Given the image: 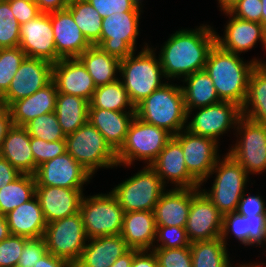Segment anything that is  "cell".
Segmentation results:
<instances>
[{
    "mask_svg": "<svg viewBox=\"0 0 266 267\" xmlns=\"http://www.w3.org/2000/svg\"><path fill=\"white\" fill-rule=\"evenodd\" d=\"M9 4L19 25L34 19L42 13L36 3L27 2L25 0H15L9 2Z\"/></svg>",
    "mask_w": 266,
    "mask_h": 267,
    "instance_id": "52",
    "label": "cell"
},
{
    "mask_svg": "<svg viewBox=\"0 0 266 267\" xmlns=\"http://www.w3.org/2000/svg\"><path fill=\"white\" fill-rule=\"evenodd\" d=\"M102 18L113 13L142 12L131 0H87Z\"/></svg>",
    "mask_w": 266,
    "mask_h": 267,
    "instance_id": "47",
    "label": "cell"
},
{
    "mask_svg": "<svg viewBox=\"0 0 266 267\" xmlns=\"http://www.w3.org/2000/svg\"><path fill=\"white\" fill-rule=\"evenodd\" d=\"M50 19L60 59L78 58L91 46L67 8L50 12Z\"/></svg>",
    "mask_w": 266,
    "mask_h": 267,
    "instance_id": "21",
    "label": "cell"
},
{
    "mask_svg": "<svg viewBox=\"0 0 266 267\" xmlns=\"http://www.w3.org/2000/svg\"><path fill=\"white\" fill-rule=\"evenodd\" d=\"M19 43L20 25L9 2L0 0V48L18 47Z\"/></svg>",
    "mask_w": 266,
    "mask_h": 267,
    "instance_id": "41",
    "label": "cell"
},
{
    "mask_svg": "<svg viewBox=\"0 0 266 267\" xmlns=\"http://www.w3.org/2000/svg\"><path fill=\"white\" fill-rule=\"evenodd\" d=\"M141 12L113 13L102 18L100 39L94 44L109 55L124 59L135 52Z\"/></svg>",
    "mask_w": 266,
    "mask_h": 267,
    "instance_id": "12",
    "label": "cell"
},
{
    "mask_svg": "<svg viewBox=\"0 0 266 267\" xmlns=\"http://www.w3.org/2000/svg\"><path fill=\"white\" fill-rule=\"evenodd\" d=\"M4 104H3V101H2V97L0 96V112L4 109Z\"/></svg>",
    "mask_w": 266,
    "mask_h": 267,
    "instance_id": "65",
    "label": "cell"
},
{
    "mask_svg": "<svg viewBox=\"0 0 266 267\" xmlns=\"http://www.w3.org/2000/svg\"><path fill=\"white\" fill-rule=\"evenodd\" d=\"M223 215L200 190L191 200L185 225L189 241H211L221 237Z\"/></svg>",
    "mask_w": 266,
    "mask_h": 267,
    "instance_id": "18",
    "label": "cell"
},
{
    "mask_svg": "<svg viewBox=\"0 0 266 267\" xmlns=\"http://www.w3.org/2000/svg\"><path fill=\"white\" fill-rule=\"evenodd\" d=\"M65 142L66 151L92 175L99 168L118 167L116 152L89 121L66 135Z\"/></svg>",
    "mask_w": 266,
    "mask_h": 267,
    "instance_id": "7",
    "label": "cell"
},
{
    "mask_svg": "<svg viewBox=\"0 0 266 267\" xmlns=\"http://www.w3.org/2000/svg\"><path fill=\"white\" fill-rule=\"evenodd\" d=\"M172 137L167 130L148 124L135 116L129 125L123 145L116 152L118 166H130L135 160H143L150 166Z\"/></svg>",
    "mask_w": 266,
    "mask_h": 267,
    "instance_id": "5",
    "label": "cell"
},
{
    "mask_svg": "<svg viewBox=\"0 0 266 267\" xmlns=\"http://www.w3.org/2000/svg\"><path fill=\"white\" fill-rule=\"evenodd\" d=\"M87 242L73 267H110L130 249L121 235L89 238Z\"/></svg>",
    "mask_w": 266,
    "mask_h": 267,
    "instance_id": "25",
    "label": "cell"
},
{
    "mask_svg": "<svg viewBox=\"0 0 266 267\" xmlns=\"http://www.w3.org/2000/svg\"><path fill=\"white\" fill-rule=\"evenodd\" d=\"M44 238L28 239L24 243L22 254L19 258L18 267H34L38 260L47 253Z\"/></svg>",
    "mask_w": 266,
    "mask_h": 267,
    "instance_id": "48",
    "label": "cell"
},
{
    "mask_svg": "<svg viewBox=\"0 0 266 267\" xmlns=\"http://www.w3.org/2000/svg\"><path fill=\"white\" fill-rule=\"evenodd\" d=\"M137 7L142 8V0H131Z\"/></svg>",
    "mask_w": 266,
    "mask_h": 267,
    "instance_id": "63",
    "label": "cell"
},
{
    "mask_svg": "<svg viewBox=\"0 0 266 267\" xmlns=\"http://www.w3.org/2000/svg\"><path fill=\"white\" fill-rule=\"evenodd\" d=\"M28 238L10 235L0 242V267H15Z\"/></svg>",
    "mask_w": 266,
    "mask_h": 267,
    "instance_id": "45",
    "label": "cell"
},
{
    "mask_svg": "<svg viewBox=\"0 0 266 267\" xmlns=\"http://www.w3.org/2000/svg\"><path fill=\"white\" fill-rule=\"evenodd\" d=\"M129 107V108H128ZM89 108H102L112 111L135 112V106L130 101L128 93L120 79L96 87ZM130 110H126V109Z\"/></svg>",
    "mask_w": 266,
    "mask_h": 267,
    "instance_id": "37",
    "label": "cell"
},
{
    "mask_svg": "<svg viewBox=\"0 0 266 267\" xmlns=\"http://www.w3.org/2000/svg\"><path fill=\"white\" fill-rule=\"evenodd\" d=\"M70 0H36L42 13H50L67 8Z\"/></svg>",
    "mask_w": 266,
    "mask_h": 267,
    "instance_id": "55",
    "label": "cell"
},
{
    "mask_svg": "<svg viewBox=\"0 0 266 267\" xmlns=\"http://www.w3.org/2000/svg\"><path fill=\"white\" fill-rule=\"evenodd\" d=\"M236 144L228 151L249 174L266 170V124L241 116L235 130ZM240 135V137L238 136ZM241 138V139H240Z\"/></svg>",
    "mask_w": 266,
    "mask_h": 267,
    "instance_id": "11",
    "label": "cell"
},
{
    "mask_svg": "<svg viewBox=\"0 0 266 267\" xmlns=\"http://www.w3.org/2000/svg\"><path fill=\"white\" fill-rule=\"evenodd\" d=\"M221 160V161H220ZM216 173L211 189L200 190L217 207L222 215L236 212L238 203L245 192L249 175L228 153L218 159L210 176Z\"/></svg>",
    "mask_w": 266,
    "mask_h": 267,
    "instance_id": "6",
    "label": "cell"
},
{
    "mask_svg": "<svg viewBox=\"0 0 266 267\" xmlns=\"http://www.w3.org/2000/svg\"><path fill=\"white\" fill-rule=\"evenodd\" d=\"M30 146L35 160V172L38 166L67 152L65 140L47 142L40 138L30 137Z\"/></svg>",
    "mask_w": 266,
    "mask_h": 267,
    "instance_id": "42",
    "label": "cell"
},
{
    "mask_svg": "<svg viewBox=\"0 0 266 267\" xmlns=\"http://www.w3.org/2000/svg\"><path fill=\"white\" fill-rule=\"evenodd\" d=\"M200 188H173L165 191L154 207L156 226L185 227L192 198Z\"/></svg>",
    "mask_w": 266,
    "mask_h": 267,
    "instance_id": "24",
    "label": "cell"
},
{
    "mask_svg": "<svg viewBox=\"0 0 266 267\" xmlns=\"http://www.w3.org/2000/svg\"><path fill=\"white\" fill-rule=\"evenodd\" d=\"M21 173L12 164L0 156V189L18 178Z\"/></svg>",
    "mask_w": 266,
    "mask_h": 267,
    "instance_id": "53",
    "label": "cell"
},
{
    "mask_svg": "<svg viewBox=\"0 0 266 267\" xmlns=\"http://www.w3.org/2000/svg\"><path fill=\"white\" fill-rule=\"evenodd\" d=\"M83 195V189L36 186V197L47 224L78 213Z\"/></svg>",
    "mask_w": 266,
    "mask_h": 267,
    "instance_id": "23",
    "label": "cell"
},
{
    "mask_svg": "<svg viewBox=\"0 0 266 267\" xmlns=\"http://www.w3.org/2000/svg\"><path fill=\"white\" fill-rule=\"evenodd\" d=\"M53 79V64L43 59L26 57L20 64L7 92L2 96L5 108L14 101L29 97Z\"/></svg>",
    "mask_w": 266,
    "mask_h": 267,
    "instance_id": "16",
    "label": "cell"
},
{
    "mask_svg": "<svg viewBox=\"0 0 266 267\" xmlns=\"http://www.w3.org/2000/svg\"><path fill=\"white\" fill-rule=\"evenodd\" d=\"M67 9L87 41L94 45L101 36L102 17L87 0H70Z\"/></svg>",
    "mask_w": 266,
    "mask_h": 267,
    "instance_id": "38",
    "label": "cell"
},
{
    "mask_svg": "<svg viewBox=\"0 0 266 267\" xmlns=\"http://www.w3.org/2000/svg\"><path fill=\"white\" fill-rule=\"evenodd\" d=\"M165 186L167 185L163 183L156 172L146 165L110 192L115 196L124 212L154 211L155 205L166 191Z\"/></svg>",
    "mask_w": 266,
    "mask_h": 267,
    "instance_id": "9",
    "label": "cell"
},
{
    "mask_svg": "<svg viewBox=\"0 0 266 267\" xmlns=\"http://www.w3.org/2000/svg\"><path fill=\"white\" fill-rule=\"evenodd\" d=\"M59 93L83 97L91 101L96 86L78 58L60 59L53 64V79Z\"/></svg>",
    "mask_w": 266,
    "mask_h": 267,
    "instance_id": "22",
    "label": "cell"
},
{
    "mask_svg": "<svg viewBox=\"0 0 266 267\" xmlns=\"http://www.w3.org/2000/svg\"><path fill=\"white\" fill-rule=\"evenodd\" d=\"M181 86L184 104L187 111V120L192 114V109L206 107L220 102L214 83L205 70L197 71L185 78Z\"/></svg>",
    "mask_w": 266,
    "mask_h": 267,
    "instance_id": "31",
    "label": "cell"
},
{
    "mask_svg": "<svg viewBox=\"0 0 266 267\" xmlns=\"http://www.w3.org/2000/svg\"><path fill=\"white\" fill-rule=\"evenodd\" d=\"M230 232H232V235H234L235 238L241 242V244L247 246L245 216H242L237 212L223 215L222 232L220 238L225 243V245H227L226 239H228Z\"/></svg>",
    "mask_w": 266,
    "mask_h": 267,
    "instance_id": "46",
    "label": "cell"
},
{
    "mask_svg": "<svg viewBox=\"0 0 266 267\" xmlns=\"http://www.w3.org/2000/svg\"><path fill=\"white\" fill-rule=\"evenodd\" d=\"M13 126L12 117L8 108L0 112V149L9 129Z\"/></svg>",
    "mask_w": 266,
    "mask_h": 267,
    "instance_id": "57",
    "label": "cell"
},
{
    "mask_svg": "<svg viewBox=\"0 0 266 267\" xmlns=\"http://www.w3.org/2000/svg\"><path fill=\"white\" fill-rule=\"evenodd\" d=\"M11 235L41 238L47 223L36 195L5 215Z\"/></svg>",
    "mask_w": 266,
    "mask_h": 267,
    "instance_id": "29",
    "label": "cell"
},
{
    "mask_svg": "<svg viewBox=\"0 0 266 267\" xmlns=\"http://www.w3.org/2000/svg\"><path fill=\"white\" fill-rule=\"evenodd\" d=\"M134 117L135 112L88 108V121L103 135L115 152L123 145Z\"/></svg>",
    "mask_w": 266,
    "mask_h": 267,
    "instance_id": "27",
    "label": "cell"
},
{
    "mask_svg": "<svg viewBox=\"0 0 266 267\" xmlns=\"http://www.w3.org/2000/svg\"><path fill=\"white\" fill-rule=\"evenodd\" d=\"M78 59L86 67L96 87L112 83L119 78L120 59L104 52L100 47L91 45Z\"/></svg>",
    "mask_w": 266,
    "mask_h": 267,
    "instance_id": "32",
    "label": "cell"
},
{
    "mask_svg": "<svg viewBox=\"0 0 266 267\" xmlns=\"http://www.w3.org/2000/svg\"><path fill=\"white\" fill-rule=\"evenodd\" d=\"M89 101L83 97L57 93L55 113L65 135L77 131L88 121Z\"/></svg>",
    "mask_w": 266,
    "mask_h": 267,
    "instance_id": "33",
    "label": "cell"
},
{
    "mask_svg": "<svg viewBox=\"0 0 266 267\" xmlns=\"http://www.w3.org/2000/svg\"><path fill=\"white\" fill-rule=\"evenodd\" d=\"M213 27L200 25L196 29H181L173 33L162 46L159 61L166 79L185 78L205 69L207 57L216 43Z\"/></svg>",
    "mask_w": 266,
    "mask_h": 267,
    "instance_id": "1",
    "label": "cell"
},
{
    "mask_svg": "<svg viewBox=\"0 0 266 267\" xmlns=\"http://www.w3.org/2000/svg\"><path fill=\"white\" fill-rule=\"evenodd\" d=\"M25 52L18 46L14 48H0V96L8 90L22 61Z\"/></svg>",
    "mask_w": 266,
    "mask_h": 267,
    "instance_id": "40",
    "label": "cell"
},
{
    "mask_svg": "<svg viewBox=\"0 0 266 267\" xmlns=\"http://www.w3.org/2000/svg\"><path fill=\"white\" fill-rule=\"evenodd\" d=\"M257 64H262V61L254 58L244 62L239 54L226 51L215 43L204 70L214 83L220 101L233 102L242 107L250 75Z\"/></svg>",
    "mask_w": 266,
    "mask_h": 267,
    "instance_id": "2",
    "label": "cell"
},
{
    "mask_svg": "<svg viewBox=\"0 0 266 267\" xmlns=\"http://www.w3.org/2000/svg\"><path fill=\"white\" fill-rule=\"evenodd\" d=\"M261 264L263 265V263H259V264L256 263V264H253V265H252V263L251 264L248 263V264H243V265L241 264V265H239L237 267H262Z\"/></svg>",
    "mask_w": 266,
    "mask_h": 267,
    "instance_id": "62",
    "label": "cell"
},
{
    "mask_svg": "<svg viewBox=\"0 0 266 267\" xmlns=\"http://www.w3.org/2000/svg\"><path fill=\"white\" fill-rule=\"evenodd\" d=\"M43 238L47 251L71 266L79 260L88 241L79 212L48 223Z\"/></svg>",
    "mask_w": 266,
    "mask_h": 267,
    "instance_id": "10",
    "label": "cell"
},
{
    "mask_svg": "<svg viewBox=\"0 0 266 267\" xmlns=\"http://www.w3.org/2000/svg\"><path fill=\"white\" fill-rule=\"evenodd\" d=\"M261 2H262L261 24L266 28V0H261Z\"/></svg>",
    "mask_w": 266,
    "mask_h": 267,
    "instance_id": "61",
    "label": "cell"
},
{
    "mask_svg": "<svg viewBox=\"0 0 266 267\" xmlns=\"http://www.w3.org/2000/svg\"><path fill=\"white\" fill-rule=\"evenodd\" d=\"M10 229L6 217L0 214V242L10 236Z\"/></svg>",
    "mask_w": 266,
    "mask_h": 267,
    "instance_id": "59",
    "label": "cell"
},
{
    "mask_svg": "<svg viewBox=\"0 0 266 267\" xmlns=\"http://www.w3.org/2000/svg\"><path fill=\"white\" fill-rule=\"evenodd\" d=\"M155 51L145 43L136 56L133 52L120 61L119 79L135 107L167 82L161 81L165 76Z\"/></svg>",
    "mask_w": 266,
    "mask_h": 267,
    "instance_id": "4",
    "label": "cell"
},
{
    "mask_svg": "<svg viewBox=\"0 0 266 267\" xmlns=\"http://www.w3.org/2000/svg\"><path fill=\"white\" fill-rule=\"evenodd\" d=\"M219 3V7L221 8V12L229 11L239 0H217Z\"/></svg>",
    "mask_w": 266,
    "mask_h": 267,
    "instance_id": "60",
    "label": "cell"
},
{
    "mask_svg": "<svg viewBox=\"0 0 266 267\" xmlns=\"http://www.w3.org/2000/svg\"><path fill=\"white\" fill-rule=\"evenodd\" d=\"M153 211L124 212L121 237L130 249L152 250L156 239Z\"/></svg>",
    "mask_w": 266,
    "mask_h": 267,
    "instance_id": "28",
    "label": "cell"
},
{
    "mask_svg": "<svg viewBox=\"0 0 266 267\" xmlns=\"http://www.w3.org/2000/svg\"><path fill=\"white\" fill-rule=\"evenodd\" d=\"M245 226L247 246L263 245L266 239V214L245 216Z\"/></svg>",
    "mask_w": 266,
    "mask_h": 267,
    "instance_id": "49",
    "label": "cell"
},
{
    "mask_svg": "<svg viewBox=\"0 0 266 267\" xmlns=\"http://www.w3.org/2000/svg\"><path fill=\"white\" fill-rule=\"evenodd\" d=\"M131 267H158L157 258L152 250H139L133 257Z\"/></svg>",
    "mask_w": 266,
    "mask_h": 267,
    "instance_id": "54",
    "label": "cell"
},
{
    "mask_svg": "<svg viewBox=\"0 0 266 267\" xmlns=\"http://www.w3.org/2000/svg\"><path fill=\"white\" fill-rule=\"evenodd\" d=\"M181 145L189 174L200 184L210 177L218 159V143L214 139L195 135L183 129L173 136Z\"/></svg>",
    "mask_w": 266,
    "mask_h": 267,
    "instance_id": "13",
    "label": "cell"
},
{
    "mask_svg": "<svg viewBox=\"0 0 266 267\" xmlns=\"http://www.w3.org/2000/svg\"><path fill=\"white\" fill-rule=\"evenodd\" d=\"M79 213L88 239L121 234L124 210L111 192L83 195Z\"/></svg>",
    "mask_w": 266,
    "mask_h": 267,
    "instance_id": "8",
    "label": "cell"
},
{
    "mask_svg": "<svg viewBox=\"0 0 266 267\" xmlns=\"http://www.w3.org/2000/svg\"><path fill=\"white\" fill-rule=\"evenodd\" d=\"M192 267H232L227 247L221 238L190 244Z\"/></svg>",
    "mask_w": 266,
    "mask_h": 267,
    "instance_id": "36",
    "label": "cell"
},
{
    "mask_svg": "<svg viewBox=\"0 0 266 267\" xmlns=\"http://www.w3.org/2000/svg\"><path fill=\"white\" fill-rule=\"evenodd\" d=\"M247 192L242 195L236 212L242 216H254L258 214H266L265 201L260 195L251 196ZM246 195V196H245Z\"/></svg>",
    "mask_w": 266,
    "mask_h": 267,
    "instance_id": "51",
    "label": "cell"
},
{
    "mask_svg": "<svg viewBox=\"0 0 266 267\" xmlns=\"http://www.w3.org/2000/svg\"><path fill=\"white\" fill-rule=\"evenodd\" d=\"M135 116L173 136L185 129L187 111L181 85L166 82L135 107Z\"/></svg>",
    "mask_w": 266,
    "mask_h": 267,
    "instance_id": "3",
    "label": "cell"
},
{
    "mask_svg": "<svg viewBox=\"0 0 266 267\" xmlns=\"http://www.w3.org/2000/svg\"><path fill=\"white\" fill-rule=\"evenodd\" d=\"M241 111L252 121L266 124V68L262 64H257L250 75Z\"/></svg>",
    "mask_w": 266,
    "mask_h": 267,
    "instance_id": "34",
    "label": "cell"
},
{
    "mask_svg": "<svg viewBox=\"0 0 266 267\" xmlns=\"http://www.w3.org/2000/svg\"><path fill=\"white\" fill-rule=\"evenodd\" d=\"M36 195L34 175L21 174L11 183L0 189V214L6 215Z\"/></svg>",
    "mask_w": 266,
    "mask_h": 267,
    "instance_id": "35",
    "label": "cell"
},
{
    "mask_svg": "<svg viewBox=\"0 0 266 267\" xmlns=\"http://www.w3.org/2000/svg\"><path fill=\"white\" fill-rule=\"evenodd\" d=\"M191 121L187 122L186 130L195 135L208 137L218 142L219 137L237 127L242 116L241 107L233 102L220 101L206 107L197 108Z\"/></svg>",
    "mask_w": 266,
    "mask_h": 267,
    "instance_id": "14",
    "label": "cell"
},
{
    "mask_svg": "<svg viewBox=\"0 0 266 267\" xmlns=\"http://www.w3.org/2000/svg\"><path fill=\"white\" fill-rule=\"evenodd\" d=\"M92 176L68 152L38 166L34 174L36 186H57L69 189H83V185L89 182Z\"/></svg>",
    "mask_w": 266,
    "mask_h": 267,
    "instance_id": "15",
    "label": "cell"
},
{
    "mask_svg": "<svg viewBox=\"0 0 266 267\" xmlns=\"http://www.w3.org/2000/svg\"><path fill=\"white\" fill-rule=\"evenodd\" d=\"M150 167L163 183L169 181L174 188H200L201 185L189 174L180 143L172 137ZM167 180V182H166Z\"/></svg>",
    "mask_w": 266,
    "mask_h": 267,
    "instance_id": "20",
    "label": "cell"
},
{
    "mask_svg": "<svg viewBox=\"0 0 266 267\" xmlns=\"http://www.w3.org/2000/svg\"><path fill=\"white\" fill-rule=\"evenodd\" d=\"M224 13L230 20L225 26L224 37L215 32L216 44L226 51L239 55L251 50L258 40L266 49V28L261 23L239 19L229 11Z\"/></svg>",
    "mask_w": 266,
    "mask_h": 267,
    "instance_id": "19",
    "label": "cell"
},
{
    "mask_svg": "<svg viewBox=\"0 0 266 267\" xmlns=\"http://www.w3.org/2000/svg\"><path fill=\"white\" fill-rule=\"evenodd\" d=\"M229 12L242 20L261 23V0H239Z\"/></svg>",
    "mask_w": 266,
    "mask_h": 267,
    "instance_id": "50",
    "label": "cell"
},
{
    "mask_svg": "<svg viewBox=\"0 0 266 267\" xmlns=\"http://www.w3.org/2000/svg\"><path fill=\"white\" fill-rule=\"evenodd\" d=\"M30 135L23 126L13 125L2 142L0 156L8 160L21 174H35V160Z\"/></svg>",
    "mask_w": 266,
    "mask_h": 267,
    "instance_id": "30",
    "label": "cell"
},
{
    "mask_svg": "<svg viewBox=\"0 0 266 267\" xmlns=\"http://www.w3.org/2000/svg\"><path fill=\"white\" fill-rule=\"evenodd\" d=\"M24 127L31 137L40 138L47 142L65 140L66 138L55 112L38 116Z\"/></svg>",
    "mask_w": 266,
    "mask_h": 267,
    "instance_id": "39",
    "label": "cell"
},
{
    "mask_svg": "<svg viewBox=\"0 0 266 267\" xmlns=\"http://www.w3.org/2000/svg\"><path fill=\"white\" fill-rule=\"evenodd\" d=\"M1 1H5V2H12V1H15V0H1ZM27 2H32V3H36V0H25Z\"/></svg>",
    "mask_w": 266,
    "mask_h": 267,
    "instance_id": "64",
    "label": "cell"
},
{
    "mask_svg": "<svg viewBox=\"0 0 266 267\" xmlns=\"http://www.w3.org/2000/svg\"><path fill=\"white\" fill-rule=\"evenodd\" d=\"M155 243L153 248L165 249L182 248L191 244L185 227L177 226H157Z\"/></svg>",
    "mask_w": 266,
    "mask_h": 267,
    "instance_id": "43",
    "label": "cell"
},
{
    "mask_svg": "<svg viewBox=\"0 0 266 267\" xmlns=\"http://www.w3.org/2000/svg\"><path fill=\"white\" fill-rule=\"evenodd\" d=\"M19 47L26 57L43 59L52 64L60 60L56 52L50 13H41L20 25Z\"/></svg>",
    "mask_w": 266,
    "mask_h": 267,
    "instance_id": "17",
    "label": "cell"
},
{
    "mask_svg": "<svg viewBox=\"0 0 266 267\" xmlns=\"http://www.w3.org/2000/svg\"><path fill=\"white\" fill-rule=\"evenodd\" d=\"M34 267H73L66 260L56 257L50 252L42 256Z\"/></svg>",
    "mask_w": 266,
    "mask_h": 267,
    "instance_id": "56",
    "label": "cell"
},
{
    "mask_svg": "<svg viewBox=\"0 0 266 267\" xmlns=\"http://www.w3.org/2000/svg\"><path fill=\"white\" fill-rule=\"evenodd\" d=\"M57 87L52 80L29 97L14 101L9 107L13 125L25 126L34 118L55 112Z\"/></svg>",
    "mask_w": 266,
    "mask_h": 267,
    "instance_id": "26",
    "label": "cell"
},
{
    "mask_svg": "<svg viewBox=\"0 0 266 267\" xmlns=\"http://www.w3.org/2000/svg\"><path fill=\"white\" fill-rule=\"evenodd\" d=\"M158 267H192L190 246L182 248H153Z\"/></svg>",
    "mask_w": 266,
    "mask_h": 267,
    "instance_id": "44",
    "label": "cell"
},
{
    "mask_svg": "<svg viewBox=\"0 0 266 267\" xmlns=\"http://www.w3.org/2000/svg\"><path fill=\"white\" fill-rule=\"evenodd\" d=\"M139 250L129 249L126 253L117 258L110 267H131L134 255Z\"/></svg>",
    "mask_w": 266,
    "mask_h": 267,
    "instance_id": "58",
    "label": "cell"
},
{
    "mask_svg": "<svg viewBox=\"0 0 266 267\" xmlns=\"http://www.w3.org/2000/svg\"><path fill=\"white\" fill-rule=\"evenodd\" d=\"M262 65L266 68V62L263 61Z\"/></svg>",
    "mask_w": 266,
    "mask_h": 267,
    "instance_id": "66",
    "label": "cell"
}]
</instances>
